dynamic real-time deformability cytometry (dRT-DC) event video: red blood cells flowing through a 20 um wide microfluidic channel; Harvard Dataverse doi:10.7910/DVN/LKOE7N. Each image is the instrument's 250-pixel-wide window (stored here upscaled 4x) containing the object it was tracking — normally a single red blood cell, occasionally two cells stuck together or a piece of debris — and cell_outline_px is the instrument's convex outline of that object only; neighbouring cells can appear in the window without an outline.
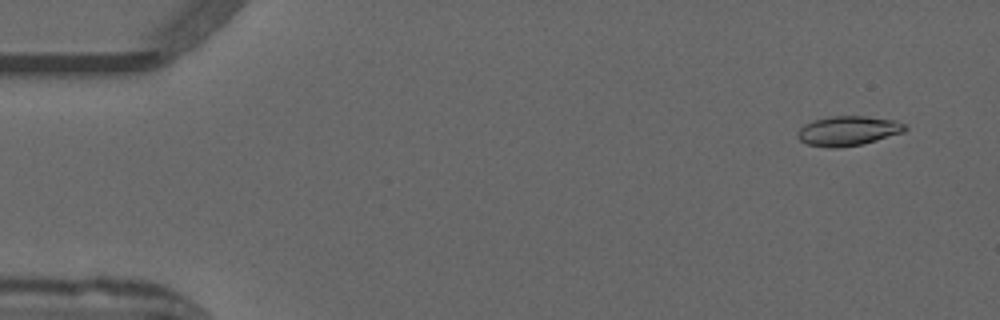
{"species": "common noctule bat (a hibernating species)", "species_latin": "Nyctalus noctula", "temperature_condition": "warm", "stored_images_in_passage": 52, "camera_frame_rate_fps": 3000, "um_per_image_px": 0.085, "animal": {"sex": "male", "forearm_length_mm": 52.5}, "frame": {"image": 1, "passage_image": 4, "time_ms": 1.0, "image_size_px": [1000, 320], "cell_outline_px": [[908, 128], [904, 132], [864, 144], [840, 148], [828, 148], [808, 144], [800, 140], [796, 136], [796, 132], [804, 124], [828, 116], [864, 116], [892, 120], [904, 124]], "centroid_in_image_um": [72.06, 11.13], "position_along_channel_um": 12.9, "area_um2": 18.61}}
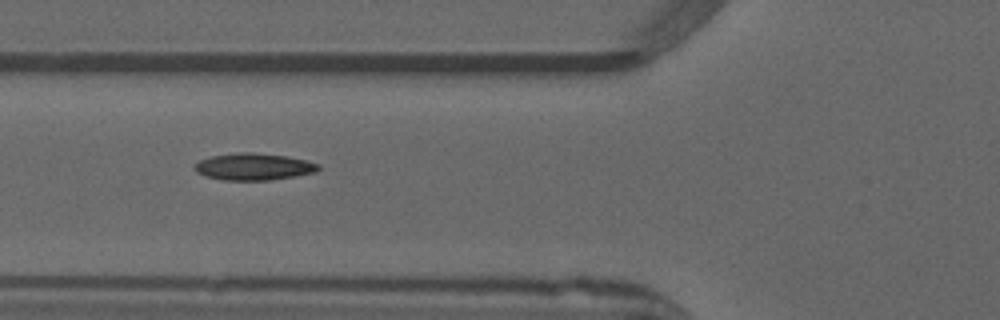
{"frame": {"image": 2, "passage_image": 20, "time_ms": 6.333, "image_size_px": [1000, 320], "cell_outline_px": [[320, 168], [316, 172], [268, 180], [224, 180], [204, 176], [196, 172], [192, 168], [200, 160], [212, 156], [236, 152], [252, 152], [288, 156], [308, 160], [320, 164]], "centroid_in_image_um": [21.56, 14.16], "position_along_channel_um": 104.2, "area_um2": 19.48}}
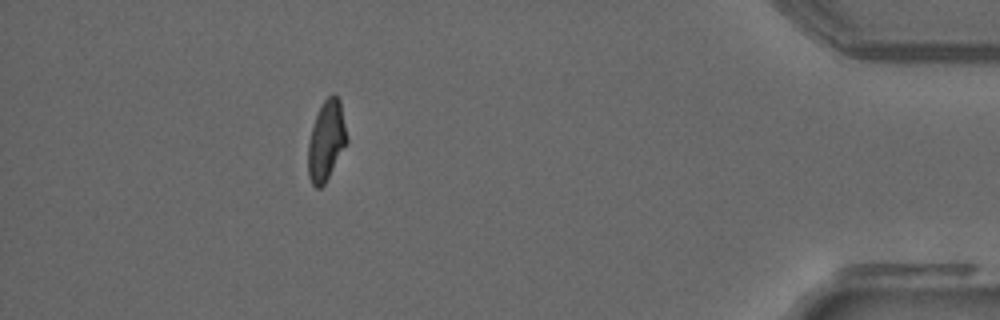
{"frame": {"image": 3, "passage_image": 47, "time_ms": 15.333, "image_size_px": [1000, 320], "cell_outline_px": [[348, 140], [324, 184], [320, 188], [316, 188], [312, 184], [308, 176], [308, 144], [312, 128], [316, 116], [324, 100], [332, 92], [340, 100]], "centroid_in_image_um": [27.73, 11.95], "position_along_channel_um": 407.5, "area_um2": 17.74}, "authors_computed_cell_mechanics": {"area_um2": 18.4093, "velocity_mm_per_s": 3.9682, "shape_relaxation_time_tau1_ms": 10.0258, "shape_relaxation_time_tau2_ms": 2.0093, "deformation_change_tau1": 0.2783, "deformation_change_tau2": 0.0814}}